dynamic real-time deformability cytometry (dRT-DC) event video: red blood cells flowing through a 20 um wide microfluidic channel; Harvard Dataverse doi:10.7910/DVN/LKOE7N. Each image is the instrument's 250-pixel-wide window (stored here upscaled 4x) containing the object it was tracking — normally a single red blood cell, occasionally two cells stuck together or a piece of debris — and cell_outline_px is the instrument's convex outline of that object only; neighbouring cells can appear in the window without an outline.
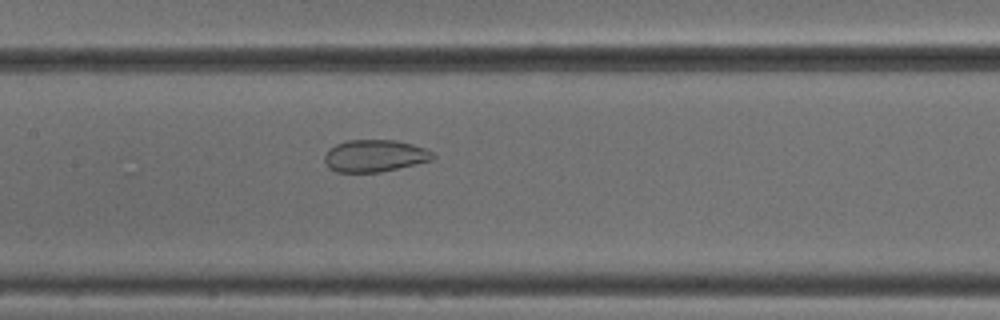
{"species": "common noctule bat (a hibernating species)", "species_latin": "Nyctalus noctula", "temperature_condition": "cold", "stored_images_in_passage": 52, "camera_frame_rate_fps": 3000, "um_per_image_px": 0.085, "animal": {"sex": "male", "body_mass_g": 18.8}, "frame": {"image": 1, "passage_image": 25, "time_ms": 8.0, "image_size_px": [1000, 320], "cell_outline_px": [[436, 156], [432, 160], [380, 172], [336, 172], [328, 168], [324, 160], [324, 156], [336, 144], [348, 140], [396, 140], [412, 144], [424, 148], [432, 152]], "centroid_in_image_um": [31.85, 13.25], "position_along_channel_um": 175.6, "area_um2": 20.11}}
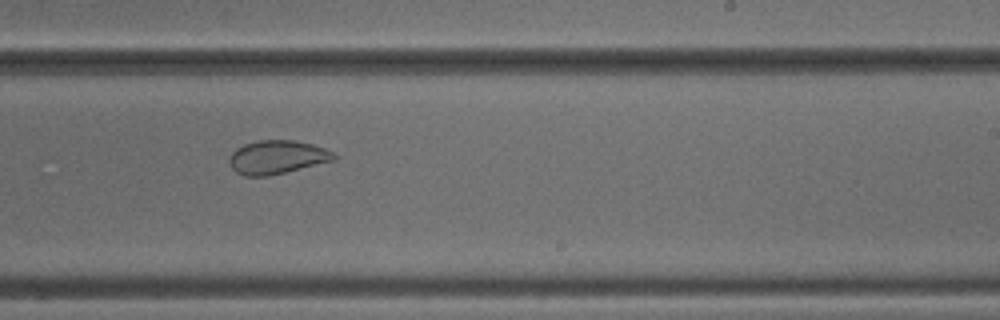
{"frame": {"image": 2, "passage_image": 32, "time_ms": 10.333, "image_size_px": [1000, 320], "cell_outline_px": [[336, 160], [268, 176], [244, 176], [236, 172], [232, 168], [228, 160], [232, 152], [236, 148], [244, 144], [260, 140], [296, 140], [312, 144], [324, 148], [332, 152], [336, 156]], "centroid_in_image_um": [23.54, 13.36], "position_along_channel_um": 265.5, "area_um2": 20.46}}
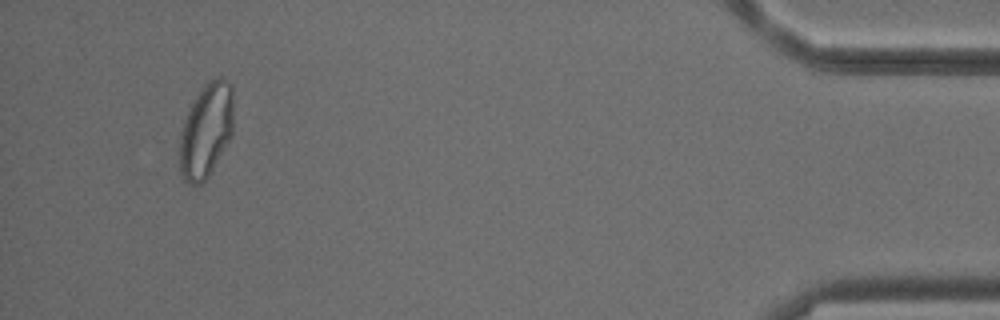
{"frame": {"image": 3, "passage_image": 49, "time_ms": 16.0, "image_size_px": [1000, 320], "cell_outline_px": [[232, 136], [212, 172], [200, 184], [188, 184], [180, 176], [180, 132], [188, 108], [192, 100], [204, 84], [216, 76], [220, 76], [232, 84]], "centroid_in_image_um": [17.51, 11.08], "position_along_channel_um": 417.7, "area_um2": 30.06}, "authors_computed_cell_mechanics": {"area_um2": 27.8596, "velocity_mm_per_s": 3.8639, "shape_relaxation_time_tau1_ms": null, "shape_relaxation_time_tau2_ms": 0.7926, "deformation_change_tau1": null, "deformation_change_tau2": 0.0584}}